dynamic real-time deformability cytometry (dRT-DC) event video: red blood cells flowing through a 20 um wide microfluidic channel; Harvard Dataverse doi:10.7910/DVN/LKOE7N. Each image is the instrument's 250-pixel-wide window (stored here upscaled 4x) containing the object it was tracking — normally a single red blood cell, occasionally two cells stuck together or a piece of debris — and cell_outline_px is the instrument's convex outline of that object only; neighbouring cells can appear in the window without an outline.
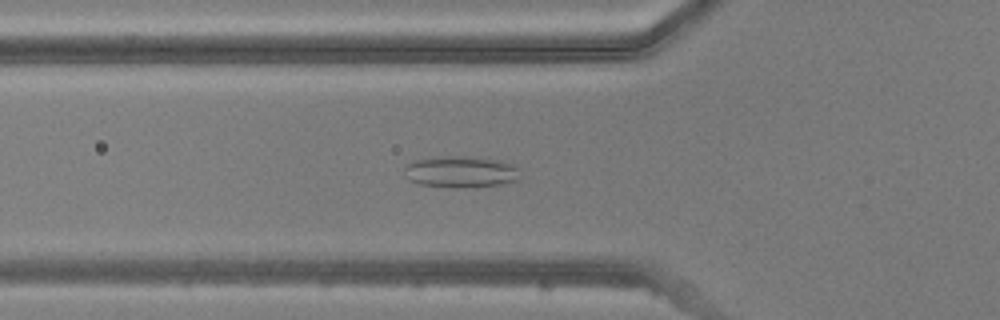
{"species": "common noctule bat (a hibernating species)", "species_latin": "Nyctalus noctula", "temperature_condition": "warm", "stored_images_in_passage": 32, "camera_frame_rate_fps": 3000, "um_per_image_px": 0.085, "animal": {"sex": "male", "body_mass_g": 20.5, "forearm_length_mm": 52.5}, "frame": {"image": 1, "passage_image": 17, "time_ms": 5.333, "image_size_px": [1000, 320], "cell_outline_px": [[520, 168], [516, 180], [500, 184], [456, 188], [452, 188], [420, 184], [408, 180], [404, 176], [404, 168], [408, 164], [416, 160], [432, 156], [464, 156], [500, 160], [512, 164]], "centroid_in_image_um": [39.11, 14.59], "position_along_channel_um": 86.7, "area_um2": 21.33}}
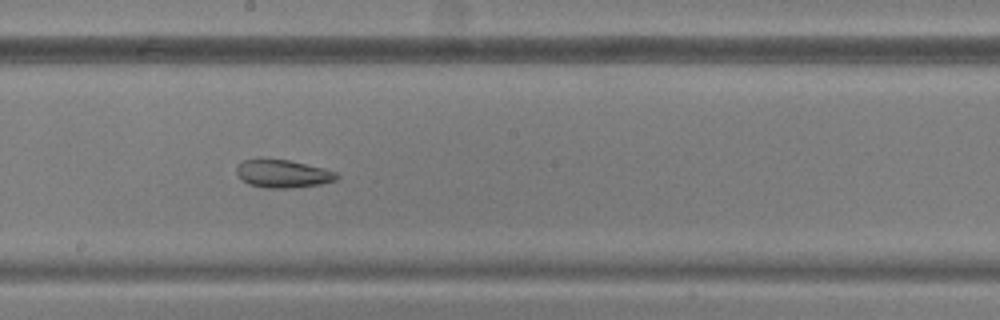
{"frame": {"image": 2, "passage_image": 27, "time_ms": 8.667, "image_size_px": [1000, 320], "cell_outline_px": [[340, 176], [336, 180], [320, 184], [292, 188], [264, 188], [248, 184], [236, 172], [236, 168], [244, 160], [288, 160], [324, 168], [336, 172]], "centroid_in_image_um": [24.09, 14.79], "position_along_channel_um": 224.1, "area_um2": 16.01}}
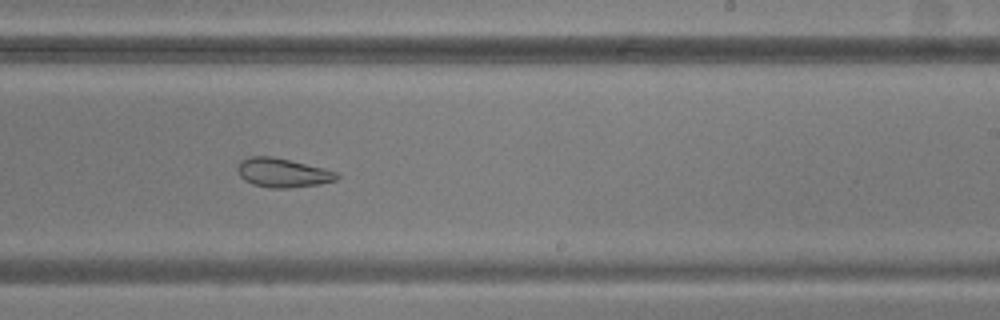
{"frame": {"image": 3, "passage_image": 30, "time_ms": 9.667, "image_size_px": [1000, 320], "cell_outline_px": [[340, 176], [336, 180], [320, 184], [288, 188], [272, 188], [252, 184], [244, 180], [240, 176], [236, 168], [240, 160], [248, 156], [272, 156], [324, 168], [336, 172]], "centroid_in_image_um": [24.0, 14.68], "position_along_channel_um": 265.0, "area_um2": 16.88}}